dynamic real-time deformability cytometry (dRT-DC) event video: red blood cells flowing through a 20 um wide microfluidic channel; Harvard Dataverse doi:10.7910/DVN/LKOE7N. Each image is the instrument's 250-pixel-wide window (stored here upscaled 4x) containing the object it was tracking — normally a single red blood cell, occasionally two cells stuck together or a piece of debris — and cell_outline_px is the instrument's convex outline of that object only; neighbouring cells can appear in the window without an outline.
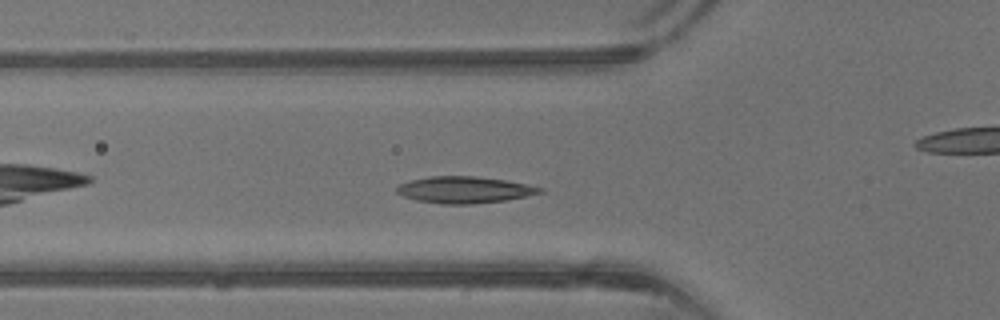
{"species": "common noctule bat (a hibernating species)", "species_latin": "Nyctalus noctula", "temperature_condition": "warm", "stored_images_in_passage": 34, "camera_frame_rate_fps": 3000, "um_per_image_px": 0.085, "animal": {"sex": "male", "body_mass_g": 13.3}, "frame": {"image": 1, "passage_image": 6, "time_ms": 1.667, "image_size_px": [1000, 320], "cell_outline_px": [[544, 192], [504, 200], [472, 204], [440, 204], [416, 200], [404, 196], [396, 192], [396, 188], [400, 184], [412, 180], [428, 176], [476, 176], [504, 180], [544, 188]], "centroid_in_image_um": [39.44, 16.13], "position_along_channel_um": 86.4, "area_um2": 21.96}}
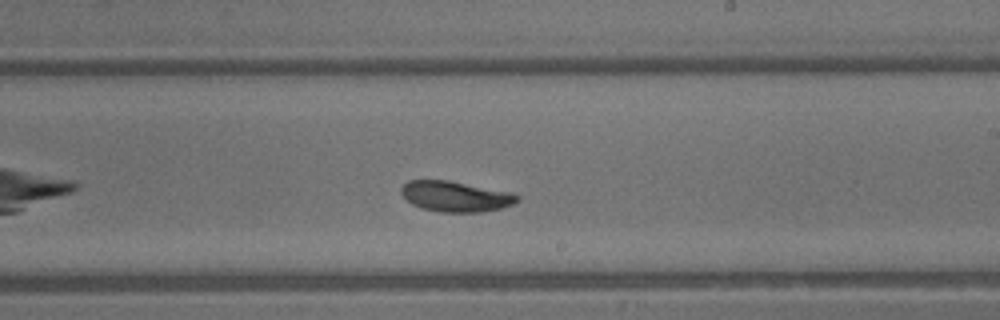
{"frame": {"image": 2, "passage_image": 16, "time_ms": 5.0, "image_size_px": [1000, 320], "cell_outline_px": [[520, 200], [504, 208], [480, 212], [440, 212], [420, 208], [412, 204], [400, 192], [400, 188], [408, 180], [448, 180], [516, 192], [520, 196]], "centroid_in_image_um": [38.78, 16.69], "position_along_channel_um": 250.2, "area_um2": 21.04}}
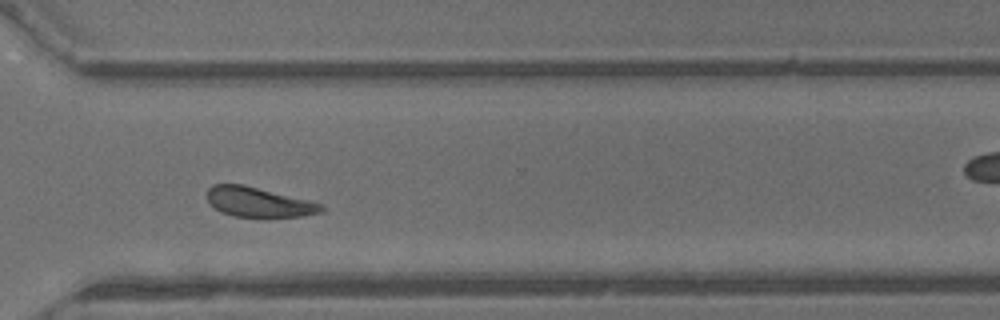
{"frame": {"image": 3, "passage_image": 22, "time_ms": 7.0, "image_size_px": [1000, 320], "cell_outline_px": [[324, 212], [304, 216], [268, 220], [232, 216], [220, 212], [208, 200], [208, 188], [212, 184], [244, 184], [308, 200], [320, 204], [324, 208]], "centroid_in_image_um": [22.02, 17.23], "position_along_channel_um": 348.6, "area_um2": 20.58}, "authors_computed_cell_mechanics": {"area_um2": 20.9236, "velocity_mm_per_s": 4.9145, "shape_relaxation_time_tau1_ms": 2.1139, "shape_relaxation_time_tau2_ms": 5.2833, "deformation_change_tau1": 0.0917, "deformation_change_tau2": 0.0896}}